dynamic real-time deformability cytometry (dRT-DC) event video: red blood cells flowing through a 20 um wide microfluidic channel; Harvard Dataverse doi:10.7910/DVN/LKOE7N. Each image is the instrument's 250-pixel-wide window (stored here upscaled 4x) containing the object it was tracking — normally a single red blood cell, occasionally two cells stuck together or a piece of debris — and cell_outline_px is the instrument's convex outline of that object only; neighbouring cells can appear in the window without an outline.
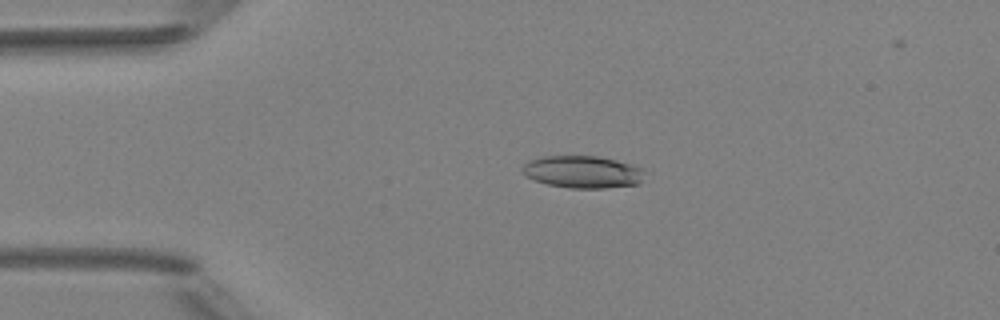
{"species": "Egyptian fruit bat (a non-hibernating species)", "species_latin": "Rousettus aegyptiacus", "temperature_condition": "room temperature", "stored_images_in_passage": 4, "camera_frame_rate_fps": 3000, "um_per_image_px": 0.085, "animal": {"sex": "female"}, "frame": {"image": 1, "passage_image": 3, "time_ms": 2.667, "image_size_px": [1000, 320], "cell_outline_px": [[644, 172], [640, 184], [604, 188], [568, 188], [548, 184], [532, 180], [524, 176], [524, 164], [528, 160], [544, 156], [596, 156], [616, 160], [632, 164], [644, 168]], "centroid_in_image_um": [49.53, 14.61], "position_along_channel_um": 35.5, "area_um2": 23.12}}